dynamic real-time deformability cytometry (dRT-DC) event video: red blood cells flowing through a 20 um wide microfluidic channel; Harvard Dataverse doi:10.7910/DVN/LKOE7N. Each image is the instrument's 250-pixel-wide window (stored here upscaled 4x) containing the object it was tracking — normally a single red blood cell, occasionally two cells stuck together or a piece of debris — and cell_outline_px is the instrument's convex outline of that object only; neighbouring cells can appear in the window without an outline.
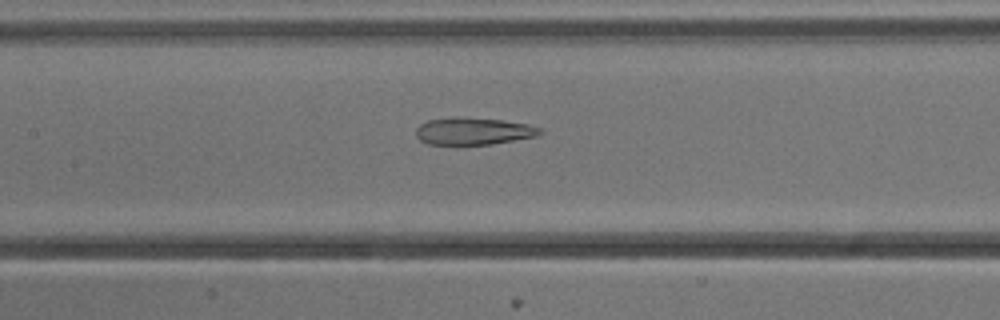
{"species": "common noctule bat (a hibernating species)", "species_latin": "Nyctalus noctula", "temperature_condition": "cold", "stored_images_in_passage": 41, "camera_frame_rate_fps": 3000, "um_per_image_px": 0.085, "animal": {"sex": "male", "body_mass_g": 13.3}, "frame": {"image": 1, "passage_image": 12, "time_ms": 3.667, "image_size_px": [1000, 320], "cell_outline_px": [[544, 132], [536, 136], [492, 144], [428, 144], [420, 140], [416, 136], [416, 128], [420, 124], [428, 120], [452, 116], [460, 116], [504, 120], [528, 124], [540, 128]], "centroid_in_image_um": [40.22, 11.13], "position_along_channel_um": 167.2, "area_um2": 19.83}}
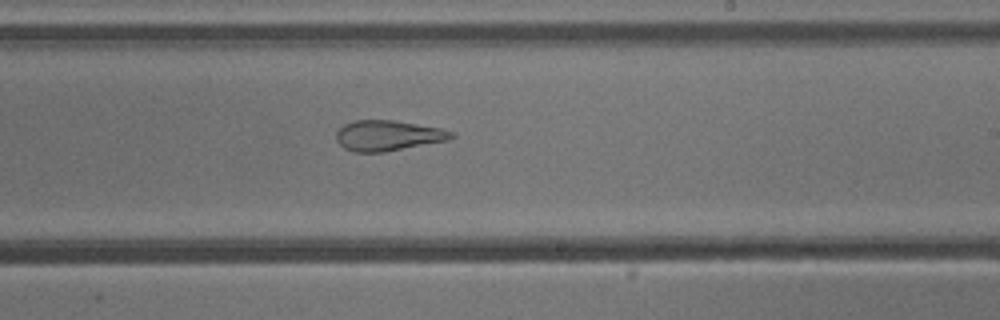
{"frame": {"image": 2, "passage_image": 19, "time_ms": 6.0, "image_size_px": [1000, 320], "cell_outline_px": [[456, 136], [448, 140], [384, 152], [352, 152], [344, 148], [336, 140], [336, 132], [344, 124], [356, 120], [392, 120], [440, 128], [452, 132]], "centroid_in_image_um": [32.95, 11.53], "position_along_channel_um": 256.1, "area_um2": 20.29}}
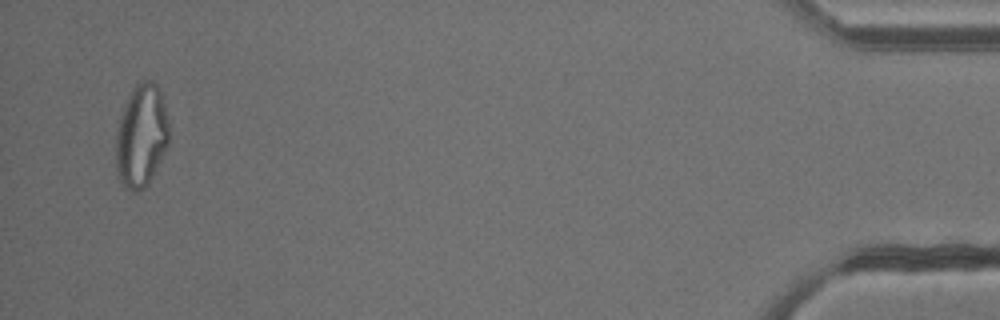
{"frame": {"image": 3, "passage_image": 39, "time_ms": 12.667, "image_size_px": [1000, 320], "cell_outline_px": [[168, 144], [148, 184], [144, 188], [132, 192], [124, 188], [120, 184], [116, 172], [116, 132], [120, 116], [124, 104], [132, 88], [140, 80], [152, 80], [160, 88], [168, 120]], "centroid_in_image_um": [11.99, 11.54], "position_along_channel_um": 423.2, "area_um2": 32.08}, "authors_computed_cell_mechanics": {"area_um2": 23.2934, "velocity_mm_per_s": 3.8155, "shape_relaxation_time_tau1_ms": null, "shape_relaxation_time_tau2_ms": 2.4652, "deformation_change_tau1": null, "deformation_change_tau2": 0.1156}}